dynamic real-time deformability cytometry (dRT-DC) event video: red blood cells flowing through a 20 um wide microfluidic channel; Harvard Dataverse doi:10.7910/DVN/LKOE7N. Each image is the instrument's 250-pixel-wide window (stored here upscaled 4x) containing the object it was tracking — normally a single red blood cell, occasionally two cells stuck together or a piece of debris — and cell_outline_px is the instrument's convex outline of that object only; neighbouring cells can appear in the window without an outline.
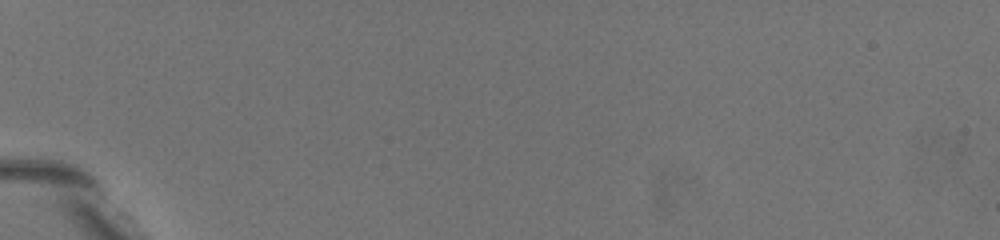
{"species": "common noctule bat (a hibernating species)", "species_latin": "Nyctalus noctula", "temperature_condition": "warm", "stored_images_in_passage": 2, "camera_frame_rate_fps": 3000, "um_per_image_px": 0.085, "animal": {"sex": "female", "body_mass_g": 19.5, "forearm_length_mm": 54.1}, "frame": {"image": 1, "passage_image": 1, "time_ms": 0.0, "image_size_px": [1000, 240], "cell_outline_px": [[192, 212], [188, 212], [168, 208], [120, 168], [116, 164], [96, 136], [116, 136], [132, 144], [180, 192]], "centroid_in_image_um": [12.21, 14.65], "position_along_channel_um": 72.8, "area_um2": 16.53}}